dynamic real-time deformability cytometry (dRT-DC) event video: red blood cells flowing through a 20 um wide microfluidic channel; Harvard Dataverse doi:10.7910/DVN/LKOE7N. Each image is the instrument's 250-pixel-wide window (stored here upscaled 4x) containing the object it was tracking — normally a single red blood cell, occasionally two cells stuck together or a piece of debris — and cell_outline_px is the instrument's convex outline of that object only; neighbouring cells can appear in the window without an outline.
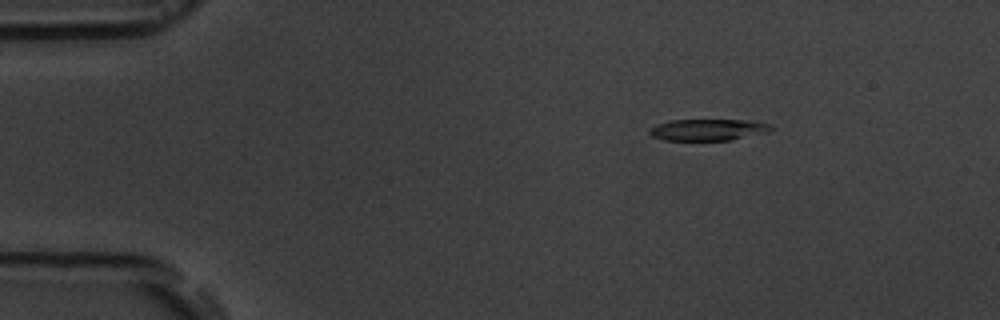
{"species": "common noctule bat (a hibernating species)", "species_latin": "Nyctalus noctula", "temperature_condition": "room temperature", "stored_images_in_passage": 6, "camera_frame_rate_fps": 3000, "um_per_image_px": 0.085, "animal": {"sex": "male", "body_mass_g": 19.5, "forearm_length_mm": 54.6}, "frame": {"image": 1, "passage_image": 3, "time_ms": 2.333, "image_size_px": [1000, 320], "cell_outline_px": [[772, 128], [768, 132], [732, 140], [664, 140], [652, 136], [648, 132], [656, 124], [672, 120], [748, 120], [768, 124]], "centroid_in_image_um": [60.17, 11.03], "position_along_channel_um": 24.8, "area_um2": 15.09}}
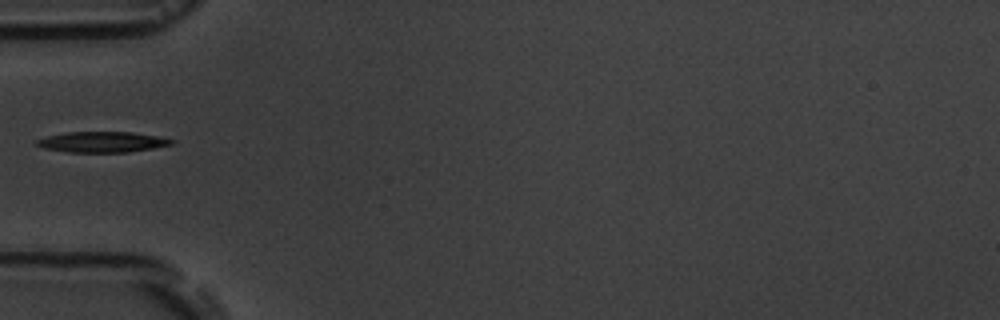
{"frame": {"image": 2, "passage_image": 6, "time_ms": 5.667, "image_size_px": [1000, 320], "cell_outline_px": [[176, 140], [172, 144], [152, 148], [128, 152], [68, 152], [44, 148], [36, 144], [36, 140], [48, 136], [64, 132], [132, 132], [156, 136]], "centroid_in_image_um": [8.68, 12.06], "position_along_channel_um": 76.3, "area_um2": 16.07}}